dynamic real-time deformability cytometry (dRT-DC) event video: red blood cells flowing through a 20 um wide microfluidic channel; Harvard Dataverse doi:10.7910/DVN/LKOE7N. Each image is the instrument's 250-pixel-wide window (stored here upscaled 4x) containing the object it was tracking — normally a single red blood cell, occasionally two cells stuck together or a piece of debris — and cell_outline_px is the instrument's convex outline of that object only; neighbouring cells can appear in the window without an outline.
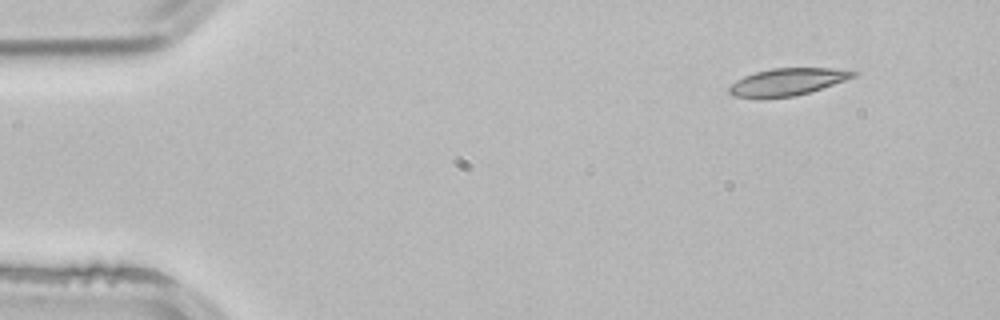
{"species": "common noctule bat (a hibernating species)", "species_latin": "Nyctalus noctula", "temperature_condition": "room temperature", "stored_images_in_passage": 3, "camera_frame_rate_fps": 3000, "um_per_image_px": 0.085, "animal": {"sex": "male", "body_mass_g": 21.5, "forearm_length_mm": 52.0}, "frame": {"image": 1, "passage_image": 1, "time_ms": 0.0, "image_size_px": [1000, 320], "cell_outline_px": [[860, 72], [856, 76], [796, 96], [732, 96], [728, 92], [728, 88], [736, 80], [744, 76], [756, 72], [772, 68], [832, 68]], "centroid_in_image_um": [66.94, 6.92], "position_along_channel_um": 18.1, "area_um2": 19.02}}
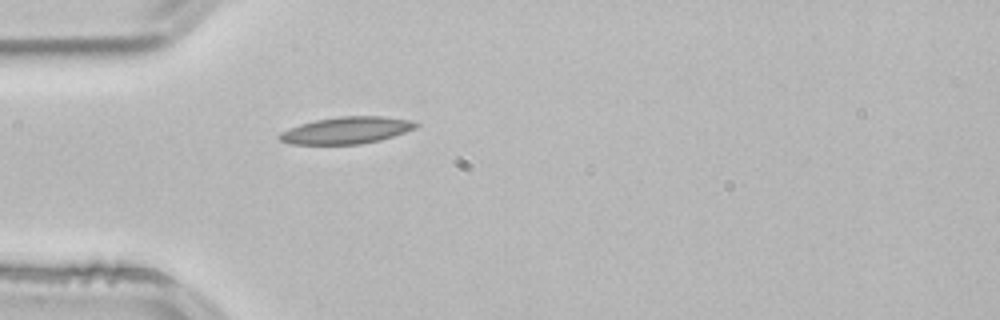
{"frame": {"image": 2, "passage_image": 3, "time_ms": 0.667, "image_size_px": [1000, 320], "cell_outline_px": [[420, 124], [416, 128], [380, 140], [360, 144], [292, 144], [280, 140], [276, 136], [280, 132], [288, 128], [300, 124], [316, 120], [340, 116], [384, 116], [412, 120]], "centroid_in_image_um": [29.45, 11.07], "position_along_channel_um": 55.6, "area_um2": 21.39}}